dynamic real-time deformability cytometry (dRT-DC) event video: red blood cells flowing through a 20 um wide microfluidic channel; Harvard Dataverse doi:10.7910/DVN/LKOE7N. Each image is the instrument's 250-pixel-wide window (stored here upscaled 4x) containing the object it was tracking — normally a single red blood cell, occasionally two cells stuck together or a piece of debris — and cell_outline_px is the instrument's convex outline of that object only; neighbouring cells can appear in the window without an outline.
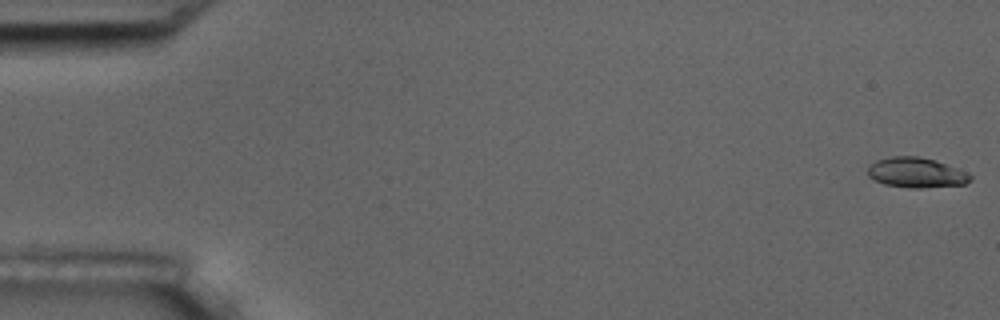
{"species": "common noctule bat (a hibernating species)", "species_latin": "Nyctalus noctula", "temperature_condition": "room temperature", "stored_images_in_passage": 7, "camera_frame_rate_fps": 3000, "um_per_image_px": 0.085, "animal": {"sex": "male", "body_mass_g": 17.5, "forearm_length_mm": 52.3}, "frame": {"image": 1, "passage_image": 1, "time_ms": 0.0, "image_size_px": [1000, 320], "cell_outline_px": [[972, 180], [964, 184], [920, 188], [908, 188], [884, 184], [872, 180], [868, 176], [868, 168], [876, 160], [892, 156], [916, 156], [936, 160], [968, 172], [972, 176]], "centroid_in_image_um": [77.88, 14.68], "position_along_channel_um": 7.1, "area_um2": 18.09}}